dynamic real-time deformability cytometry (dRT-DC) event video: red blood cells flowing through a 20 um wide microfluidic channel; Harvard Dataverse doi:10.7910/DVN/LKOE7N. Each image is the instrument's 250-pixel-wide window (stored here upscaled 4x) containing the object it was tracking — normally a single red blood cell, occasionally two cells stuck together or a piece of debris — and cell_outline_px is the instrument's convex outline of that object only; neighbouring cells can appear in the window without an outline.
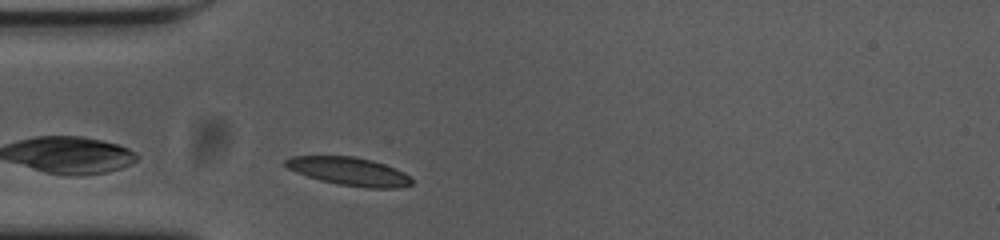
{"species": "common noctule bat (a hibernating species)", "species_latin": "Nyctalus noctula", "temperature_condition": "cold", "stored_images_in_passage": 30, "camera_frame_rate_fps": 3000, "um_per_image_px": 0.085, "animal": {"sex": "female", "body_mass_g": 23.0, "forearm_length_mm": 53.4}, "frame": {"image": 1, "passage_image": 2, "time_ms": 0.333, "image_size_px": [1000, 240], "cell_outline_px": [[412, 184], [396, 188], [368, 188], [336, 184], [320, 180], [296, 172], [288, 168], [284, 164], [284, 160], [292, 156], [352, 156], [372, 160], [396, 168], [404, 172], [412, 180]], "centroid_in_image_um": [29.67, 14.56], "position_along_channel_um": 55.3, "area_um2": 20.69}}
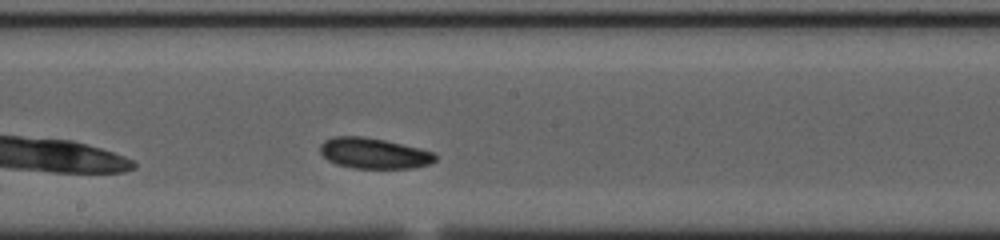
{"frame": {"image": 2, "passage_image": 16, "time_ms": 5.0, "image_size_px": [1000, 240], "cell_outline_px": [[436, 160], [428, 164], [412, 168], [352, 168], [336, 164], [328, 160], [320, 152], [320, 144], [324, 140], [332, 136], [364, 136], [384, 140], [420, 148], [432, 152], [436, 156]], "centroid_in_image_um": [31.74, 13.02], "position_along_channel_um": 216.5, "area_um2": 20.58}}
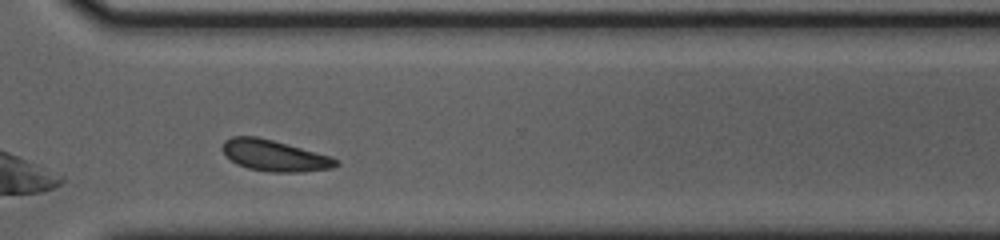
{"frame": {"image": 3, "passage_image": 27, "time_ms": 8.667, "image_size_px": [1000, 240], "cell_outline_px": [[340, 164], [332, 168], [300, 172], [268, 172], [248, 168], [236, 164], [224, 156], [224, 140], [232, 136], [256, 136], [272, 140], [332, 156], [340, 160]], "centroid_in_image_um": [23.35, 13.23], "position_along_channel_um": 347.2, "area_um2": 20.69}, "authors_computed_cell_mechanics": {"area_um2": 20.6057, "velocity_mm_per_s": 3.5642, "shape_relaxation_time_tau1_ms": 2.5443, "shape_relaxation_time_tau2_ms": 8.2945, "deformation_change_tau1": 0.0532, "deformation_change_tau2": 0.1524}}